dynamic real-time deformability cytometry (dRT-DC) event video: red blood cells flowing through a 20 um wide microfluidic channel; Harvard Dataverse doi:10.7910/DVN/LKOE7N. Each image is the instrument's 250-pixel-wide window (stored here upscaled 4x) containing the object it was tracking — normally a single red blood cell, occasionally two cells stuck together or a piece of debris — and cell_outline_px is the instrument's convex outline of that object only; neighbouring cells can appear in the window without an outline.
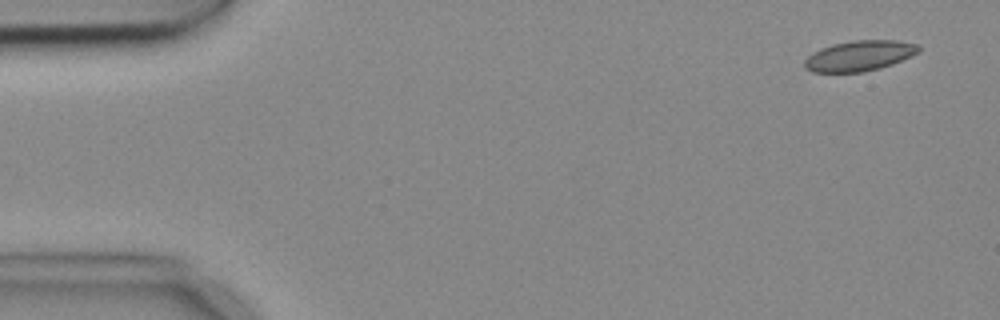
{"species": "common noctule bat (a hibernating species)", "species_latin": "Nyctalus noctula", "temperature_condition": "cold", "stored_images_in_passage": 7, "camera_frame_rate_fps": 3000, "um_per_image_px": 0.085, "animal": {"sex": "female", "body_mass_g": 18.4}, "frame": {"image": 1, "passage_image": 1, "time_ms": 0.0, "image_size_px": [1000, 320], "cell_outline_px": [[920, 52], [912, 56], [892, 64], [880, 68], [864, 72], [812, 72], [804, 68], [804, 60], [812, 52], [820, 48], [832, 44], [852, 40], [896, 40], [916, 44], [920, 48]], "centroid_in_image_um": [73.03, 4.74], "position_along_channel_um": 12.0, "area_um2": 20.4}}
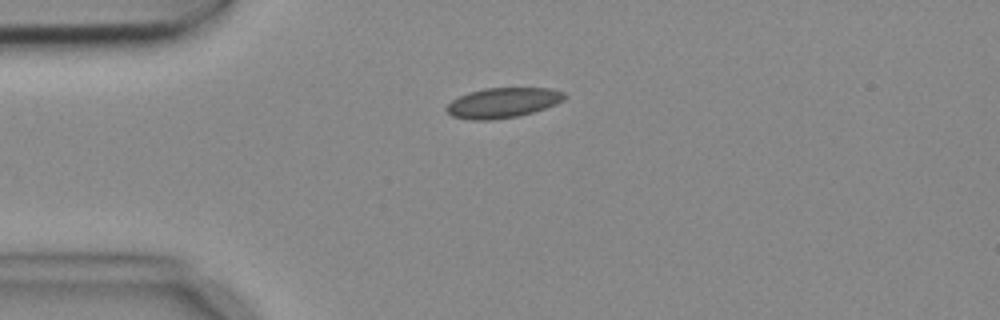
{"frame": {"image": 2, "passage_image": 4, "time_ms": 1.0, "image_size_px": [1000, 320], "cell_outline_px": [[568, 96], [564, 100], [556, 104], [532, 112], [516, 116], [492, 120], [472, 120], [452, 116], [444, 108], [452, 100], [468, 92], [484, 88], [552, 88], [564, 92]], "centroid_in_image_um": [42.75, 8.72], "position_along_channel_um": 42.3, "area_um2": 20.69}}
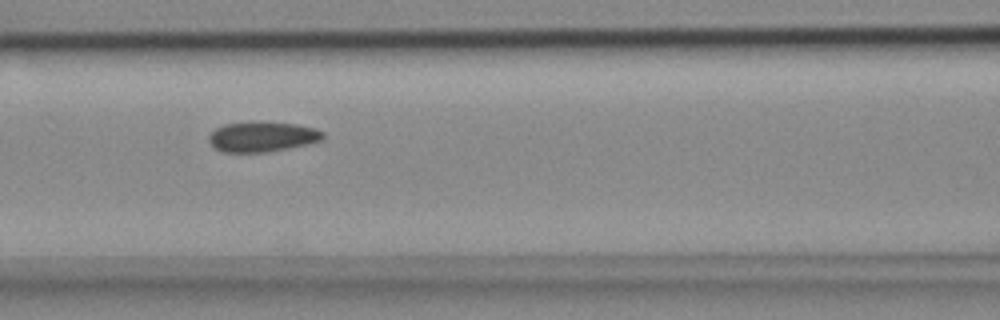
{"frame": {"image": 3, "passage_image": 7, "time_ms": 2.0, "image_size_px": [1000, 320], "cell_outline_px": [[324, 136], [320, 140], [308, 144], [288, 148], [264, 152], [224, 152], [216, 148], [208, 140], [208, 136], [216, 128], [224, 124], [296, 124], [316, 128], [324, 132]], "centroid_in_image_um": [22.31, 11.65], "position_along_channel_um": 144.3, "area_um2": 19.19}}